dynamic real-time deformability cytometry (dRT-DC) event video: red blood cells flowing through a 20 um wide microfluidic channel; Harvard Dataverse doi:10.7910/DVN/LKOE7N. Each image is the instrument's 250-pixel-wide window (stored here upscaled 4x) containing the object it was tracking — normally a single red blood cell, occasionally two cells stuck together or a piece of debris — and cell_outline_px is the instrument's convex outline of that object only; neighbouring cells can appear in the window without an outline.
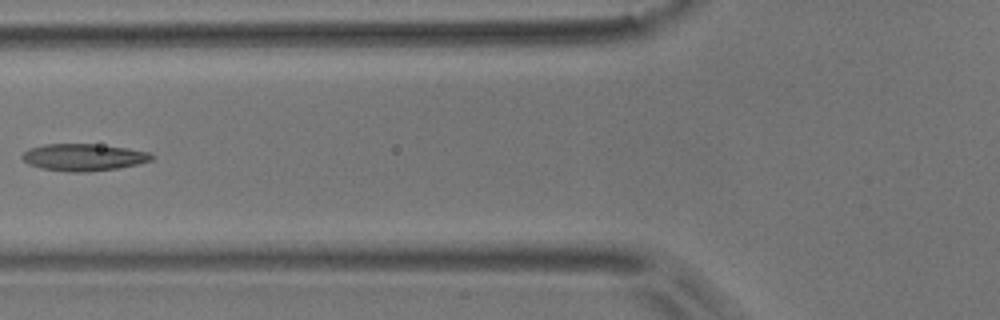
{"species": "common noctule bat (a hibernating species)", "species_latin": "Nyctalus noctula", "temperature_condition": "room temperature", "stored_images_in_passage": 4, "camera_frame_rate_fps": 3000, "um_per_image_px": 0.085, "animal": {"sex": "male", "body_mass_g": 17.9}, "frame": {"image": 1, "passage_image": 3, "time_ms": 0.667, "image_size_px": [1000, 320], "cell_outline_px": [[156, 156], [152, 160], [136, 164], [116, 168], [88, 172], [68, 172], [40, 168], [28, 164], [20, 156], [28, 148], [44, 144], [96, 144], [128, 148], [148, 152]], "centroid_in_image_um": [7.08, 13.36], "position_along_channel_um": 118.7, "area_um2": 20.46}}
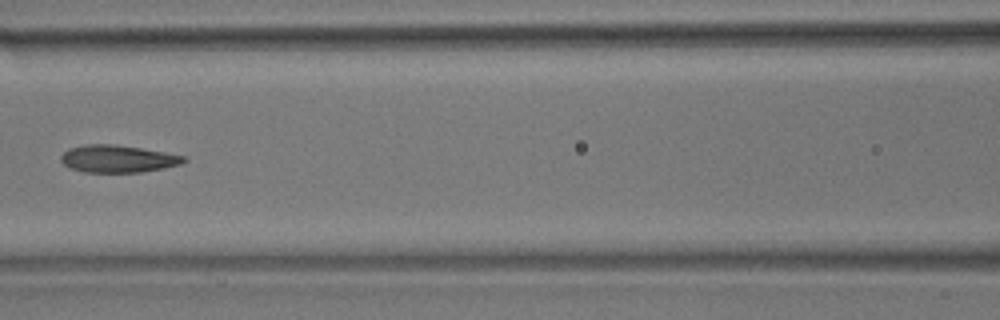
{"frame": {"image": 2, "passage_image": 4, "time_ms": 1.0, "image_size_px": [1000, 320], "cell_outline_px": [[188, 160], [180, 164], [164, 168], [140, 172], [84, 172], [68, 168], [60, 160], [60, 156], [68, 148], [84, 144], [112, 144], [140, 148], [164, 152], [184, 156]], "centroid_in_image_um": [9.97, 13.5], "position_along_channel_um": 156.6, "area_um2": 19.59}}